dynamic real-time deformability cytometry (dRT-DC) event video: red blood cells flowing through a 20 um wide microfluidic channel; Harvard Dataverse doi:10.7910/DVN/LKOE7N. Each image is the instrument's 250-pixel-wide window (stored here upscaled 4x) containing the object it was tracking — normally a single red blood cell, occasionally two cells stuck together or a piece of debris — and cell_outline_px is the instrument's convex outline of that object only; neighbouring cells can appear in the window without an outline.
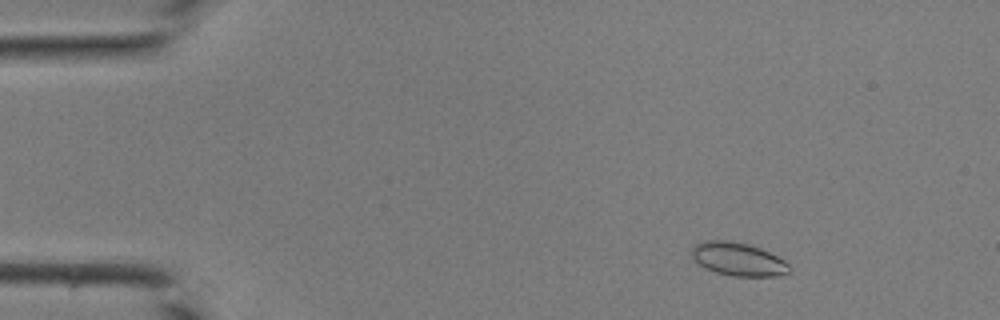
{"species": "common noctule bat (a hibernating species)", "species_latin": "Nyctalus noctula", "temperature_condition": "room temperature", "stored_images_in_passage": 42, "camera_frame_rate_fps": 3000, "um_per_image_px": 0.085, "animal": {"sex": "male", "body_mass_g": 19.0, "forearm_length_mm": 50.8}, "frame": {"image": 1, "passage_image": 5, "time_ms": 1.333, "image_size_px": [1000, 320], "cell_outline_px": [[788, 272], [776, 276], [732, 276], [716, 272], [704, 268], [692, 256], [692, 248], [696, 244], [704, 240], [732, 240], [748, 244], [760, 248], [784, 260], [788, 264]], "centroid_in_image_um": [62.71, 22.02], "position_along_channel_um": 22.3, "area_um2": 18.73}}
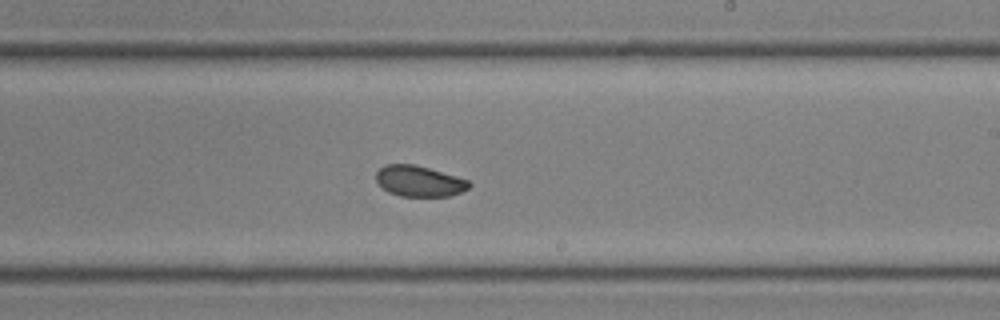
{"frame": {"image": 2, "passage_image": 25, "time_ms": 8.0, "image_size_px": [1000, 320], "cell_outline_px": [[472, 184], [468, 188], [460, 192], [448, 196], [400, 196], [388, 192], [376, 180], [376, 172], [384, 164], [416, 164], [456, 176], [468, 180]], "centroid_in_image_um": [35.62, 15.39], "position_along_channel_um": 253.4, "area_um2": 16.65}}
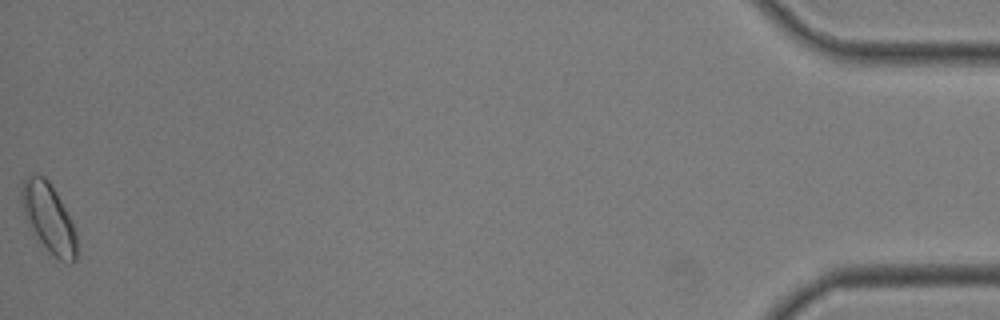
{"frame": {"image": 3, "passage_image": 42, "time_ms": 13.667, "image_size_px": [1000, 320], "cell_outline_px": [[76, 260], [60, 260], [52, 256], [48, 252], [28, 228], [24, 216], [20, 200], [20, 192], [24, 180], [32, 172], [44, 176], [48, 180], [60, 200], [72, 224], [76, 236]], "centroid_in_image_um": [4.06, 18.5], "position_along_channel_um": 431.1, "area_um2": 22.14}}